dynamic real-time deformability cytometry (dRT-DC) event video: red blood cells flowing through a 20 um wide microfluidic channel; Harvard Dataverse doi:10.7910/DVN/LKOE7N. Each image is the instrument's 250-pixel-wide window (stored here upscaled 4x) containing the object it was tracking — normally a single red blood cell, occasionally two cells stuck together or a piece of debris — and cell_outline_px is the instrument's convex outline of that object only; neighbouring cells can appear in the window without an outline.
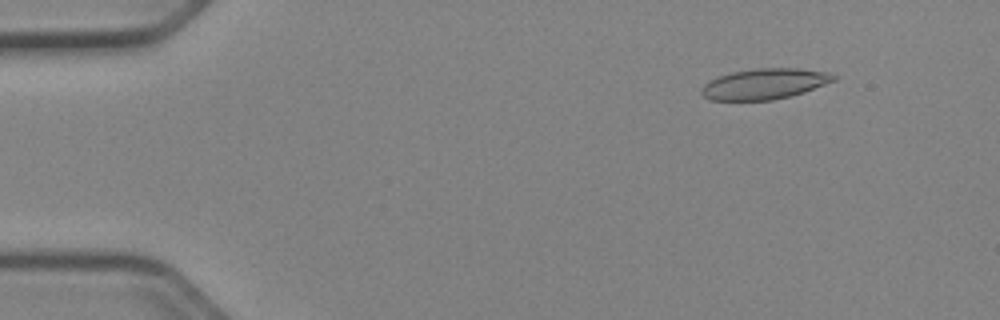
{"species": "Egyptian fruit bat (a non-hibernating species)", "species_latin": "Rousettus aegyptiacus", "temperature_condition": "cold", "stored_images_in_passage": 51, "camera_frame_rate_fps": 3000, "um_per_image_px": 0.085, "animal": {"sex": "female"}, "frame": {"image": 1, "passage_image": 6, "time_ms": 1.667, "image_size_px": [1000, 320], "cell_outline_px": [[836, 80], [804, 92], [772, 100], [712, 100], [704, 96], [700, 92], [700, 88], [708, 80], [716, 76], [732, 72], [756, 68], [796, 68], [828, 72], [836, 76]], "centroid_in_image_um": [64.95, 7.12], "position_along_channel_um": 20.1, "area_um2": 23.64}}
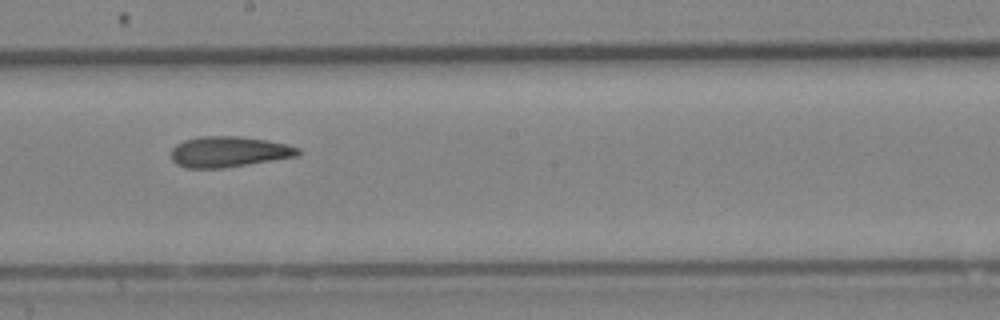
{"frame": {"image": 2, "passage_image": 29, "time_ms": 9.333, "image_size_px": [1000, 320], "cell_outline_px": [[300, 152], [296, 156], [224, 168], [184, 168], [176, 164], [172, 160], [172, 148], [176, 144], [184, 140], [200, 136], [240, 136], [268, 140], [300, 148]], "centroid_in_image_um": [19.4, 12.9], "position_along_channel_um": 228.8, "area_um2": 22.66}}
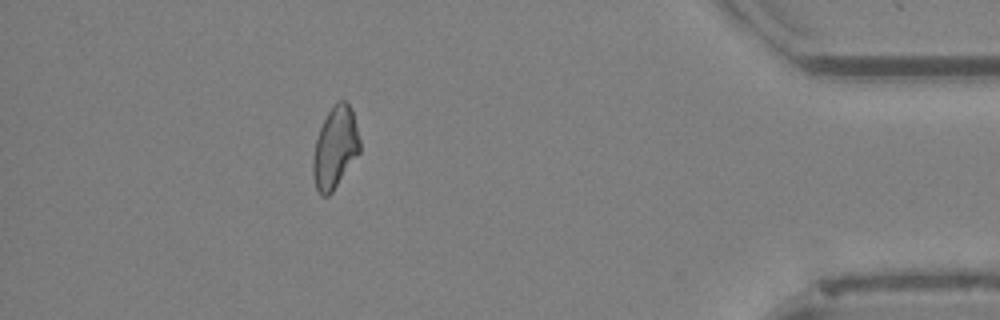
{"frame": {"image": 3, "passage_image": 46, "time_ms": 15.0, "image_size_px": [1000, 320], "cell_outline_px": [[360, 152], [332, 192], [328, 196], [320, 196], [316, 188], [312, 172], [312, 160], [316, 140], [320, 128], [328, 112], [340, 100], [344, 100], [348, 104], [352, 112], [360, 140]], "centroid_in_image_um": [28.47, 12.6], "position_along_channel_um": 406.7, "area_um2": 21.91}, "authors_computed_cell_mechanics": {"area_um2": 22.9466, "velocity_mm_per_s": 3.9617, "shape_relaxation_time_tau1_ms": null, "shape_relaxation_time_tau2_ms": 3.9637, "deformation_change_tau1": null, "deformation_change_tau2": 0.104}}